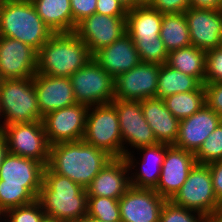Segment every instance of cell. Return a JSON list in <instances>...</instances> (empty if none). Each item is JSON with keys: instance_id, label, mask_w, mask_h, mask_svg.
Wrapping results in <instances>:
<instances>
[{"instance_id": "5b68a950", "label": "cell", "mask_w": 222, "mask_h": 222, "mask_svg": "<svg viewBox=\"0 0 222 222\" xmlns=\"http://www.w3.org/2000/svg\"><path fill=\"white\" fill-rule=\"evenodd\" d=\"M53 34L31 0H0V36L17 39L38 52Z\"/></svg>"}, {"instance_id": "ffe728a7", "label": "cell", "mask_w": 222, "mask_h": 222, "mask_svg": "<svg viewBox=\"0 0 222 222\" xmlns=\"http://www.w3.org/2000/svg\"><path fill=\"white\" fill-rule=\"evenodd\" d=\"M221 121L222 117L205 104L190 117L180 120L174 146L195 154Z\"/></svg>"}, {"instance_id": "4316f807", "label": "cell", "mask_w": 222, "mask_h": 222, "mask_svg": "<svg viewBox=\"0 0 222 222\" xmlns=\"http://www.w3.org/2000/svg\"><path fill=\"white\" fill-rule=\"evenodd\" d=\"M170 67L195 77L201 84L205 81L206 51L193 45L170 51L166 62Z\"/></svg>"}, {"instance_id": "4dcf8cb0", "label": "cell", "mask_w": 222, "mask_h": 222, "mask_svg": "<svg viewBox=\"0 0 222 222\" xmlns=\"http://www.w3.org/2000/svg\"><path fill=\"white\" fill-rule=\"evenodd\" d=\"M87 214L104 222H121L119 199L88 196Z\"/></svg>"}, {"instance_id": "d590c367", "label": "cell", "mask_w": 222, "mask_h": 222, "mask_svg": "<svg viewBox=\"0 0 222 222\" xmlns=\"http://www.w3.org/2000/svg\"><path fill=\"white\" fill-rule=\"evenodd\" d=\"M222 82V48L206 52L205 81L206 83Z\"/></svg>"}, {"instance_id": "9a60e30c", "label": "cell", "mask_w": 222, "mask_h": 222, "mask_svg": "<svg viewBox=\"0 0 222 222\" xmlns=\"http://www.w3.org/2000/svg\"><path fill=\"white\" fill-rule=\"evenodd\" d=\"M38 52L25 43L0 36V75L2 79L33 78L37 73Z\"/></svg>"}, {"instance_id": "7a4b0ae2", "label": "cell", "mask_w": 222, "mask_h": 222, "mask_svg": "<svg viewBox=\"0 0 222 222\" xmlns=\"http://www.w3.org/2000/svg\"><path fill=\"white\" fill-rule=\"evenodd\" d=\"M113 158L84 140L50 146L48 167L86 189Z\"/></svg>"}, {"instance_id": "681fc988", "label": "cell", "mask_w": 222, "mask_h": 222, "mask_svg": "<svg viewBox=\"0 0 222 222\" xmlns=\"http://www.w3.org/2000/svg\"><path fill=\"white\" fill-rule=\"evenodd\" d=\"M3 214L0 212V222H2Z\"/></svg>"}, {"instance_id": "ba28073f", "label": "cell", "mask_w": 222, "mask_h": 222, "mask_svg": "<svg viewBox=\"0 0 222 222\" xmlns=\"http://www.w3.org/2000/svg\"><path fill=\"white\" fill-rule=\"evenodd\" d=\"M171 201L209 219L221 204L214 193L209 165L196 163Z\"/></svg>"}, {"instance_id": "2e32d148", "label": "cell", "mask_w": 222, "mask_h": 222, "mask_svg": "<svg viewBox=\"0 0 222 222\" xmlns=\"http://www.w3.org/2000/svg\"><path fill=\"white\" fill-rule=\"evenodd\" d=\"M184 14L191 45L206 52L222 45V10L189 7Z\"/></svg>"}, {"instance_id": "836d02e7", "label": "cell", "mask_w": 222, "mask_h": 222, "mask_svg": "<svg viewBox=\"0 0 222 222\" xmlns=\"http://www.w3.org/2000/svg\"><path fill=\"white\" fill-rule=\"evenodd\" d=\"M159 222H209V219L199 212L166 200L161 209Z\"/></svg>"}, {"instance_id": "6da1fadb", "label": "cell", "mask_w": 222, "mask_h": 222, "mask_svg": "<svg viewBox=\"0 0 222 222\" xmlns=\"http://www.w3.org/2000/svg\"><path fill=\"white\" fill-rule=\"evenodd\" d=\"M45 166L31 158L9 153L0 166V212L38 199Z\"/></svg>"}, {"instance_id": "b9f144b4", "label": "cell", "mask_w": 222, "mask_h": 222, "mask_svg": "<svg viewBox=\"0 0 222 222\" xmlns=\"http://www.w3.org/2000/svg\"><path fill=\"white\" fill-rule=\"evenodd\" d=\"M191 7L222 10V0H191Z\"/></svg>"}, {"instance_id": "f6af8a7d", "label": "cell", "mask_w": 222, "mask_h": 222, "mask_svg": "<svg viewBox=\"0 0 222 222\" xmlns=\"http://www.w3.org/2000/svg\"><path fill=\"white\" fill-rule=\"evenodd\" d=\"M153 0H132V9L135 7L150 6Z\"/></svg>"}, {"instance_id": "8d00e7d4", "label": "cell", "mask_w": 222, "mask_h": 222, "mask_svg": "<svg viewBox=\"0 0 222 222\" xmlns=\"http://www.w3.org/2000/svg\"><path fill=\"white\" fill-rule=\"evenodd\" d=\"M96 2L97 0H70L73 16V32L79 22L96 13Z\"/></svg>"}, {"instance_id": "ac0fdd59", "label": "cell", "mask_w": 222, "mask_h": 222, "mask_svg": "<svg viewBox=\"0 0 222 222\" xmlns=\"http://www.w3.org/2000/svg\"><path fill=\"white\" fill-rule=\"evenodd\" d=\"M165 202L154 189L131 186L119 199L121 222H159Z\"/></svg>"}, {"instance_id": "603a6c76", "label": "cell", "mask_w": 222, "mask_h": 222, "mask_svg": "<svg viewBox=\"0 0 222 222\" xmlns=\"http://www.w3.org/2000/svg\"><path fill=\"white\" fill-rule=\"evenodd\" d=\"M92 57L114 78L128 72L141 62L135 44L127 33L109 46L97 51Z\"/></svg>"}, {"instance_id": "cb8c5ba5", "label": "cell", "mask_w": 222, "mask_h": 222, "mask_svg": "<svg viewBox=\"0 0 222 222\" xmlns=\"http://www.w3.org/2000/svg\"><path fill=\"white\" fill-rule=\"evenodd\" d=\"M141 108L158 143L174 145L179 134V120L165 106L163 99L141 100Z\"/></svg>"}, {"instance_id": "8992f818", "label": "cell", "mask_w": 222, "mask_h": 222, "mask_svg": "<svg viewBox=\"0 0 222 222\" xmlns=\"http://www.w3.org/2000/svg\"><path fill=\"white\" fill-rule=\"evenodd\" d=\"M42 119L33 78L3 79L0 85L1 126Z\"/></svg>"}, {"instance_id": "9c48e42d", "label": "cell", "mask_w": 222, "mask_h": 222, "mask_svg": "<svg viewBox=\"0 0 222 222\" xmlns=\"http://www.w3.org/2000/svg\"><path fill=\"white\" fill-rule=\"evenodd\" d=\"M69 78L78 104L92 107L114 100L115 78L109 75L93 57Z\"/></svg>"}, {"instance_id": "44dd1931", "label": "cell", "mask_w": 222, "mask_h": 222, "mask_svg": "<svg viewBox=\"0 0 222 222\" xmlns=\"http://www.w3.org/2000/svg\"><path fill=\"white\" fill-rule=\"evenodd\" d=\"M33 82L42 116L77 103L70 78L36 73Z\"/></svg>"}, {"instance_id": "bcb514c9", "label": "cell", "mask_w": 222, "mask_h": 222, "mask_svg": "<svg viewBox=\"0 0 222 222\" xmlns=\"http://www.w3.org/2000/svg\"><path fill=\"white\" fill-rule=\"evenodd\" d=\"M75 222H104V221H101L99 219L93 218V217L89 216L88 214H86V215H84L83 217H81L79 220H77Z\"/></svg>"}, {"instance_id": "8fae6325", "label": "cell", "mask_w": 222, "mask_h": 222, "mask_svg": "<svg viewBox=\"0 0 222 222\" xmlns=\"http://www.w3.org/2000/svg\"><path fill=\"white\" fill-rule=\"evenodd\" d=\"M111 103L115 106L119 119L123 158L129 153L135 152L136 149L158 143L154 132L144 118L140 101L114 99ZM129 146L130 148H128Z\"/></svg>"}, {"instance_id": "d6986e66", "label": "cell", "mask_w": 222, "mask_h": 222, "mask_svg": "<svg viewBox=\"0 0 222 222\" xmlns=\"http://www.w3.org/2000/svg\"><path fill=\"white\" fill-rule=\"evenodd\" d=\"M136 152H139L137 153L138 155L141 153L140 156L143 154L141 156L142 159L137 160L134 152L124 156L129 168L130 185L135 188L154 189L160 178L166 154V144L157 143L142 147L136 150Z\"/></svg>"}, {"instance_id": "7402d4cb", "label": "cell", "mask_w": 222, "mask_h": 222, "mask_svg": "<svg viewBox=\"0 0 222 222\" xmlns=\"http://www.w3.org/2000/svg\"><path fill=\"white\" fill-rule=\"evenodd\" d=\"M131 187L129 168L124 158H113L86 188L88 196L120 199Z\"/></svg>"}, {"instance_id": "1f68e13d", "label": "cell", "mask_w": 222, "mask_h": 222, "mask_svg": "<svg viewBox=\"0 0 222 222\" xmlns=\"http://www.w3.org/2000/svg\"><path fill=\"white\" fill-rule=\"evenodd\" d=\"M196 163L210 164L222 159V121L194 154Z\"/></svg>"}, {"instance_id": "d4e9b609", "label": "cell", "mask_w": 222, "mask_h": 222, "mask_svg": "<svg viewBox=\"0 0 222 222\" xmlns=\"http://www.w3.org/2000/svg\"><path fill=\"white\" fill-rule=\"evenodd\" d=\"M163 14L150 6L127 10L126 33L132 40H149L160 37Z\"/></svg>"}, {"instance_id": "7bdbcfd3", "label": "cell", "mask_w": 222, "mask_h": 222, "mask_svg": "<svg viewBox=\"0 0 222 222\" xmlns=\"http://www.w3.org/2000/svg\"><path fill=\"white\" fill-rule=\"evenodd\" d=\"M8 154L7 142L4 134L0 131V166L2 165L5 156Z\"/></svg>"}, {"instance_id": "5bb4252c", "label": "cell", "mask_w": 222, "mask_h": 222, "mask_svg": "<svg viewBox=\"0 0 222 222\" xmlns=\"http://www.w3.org/2000/svg\"><path fill=\"white\" fill-rule=\"evenodd\" d=\"M160 65L140 62L115 78L114 99L141 101L155 98Z\"/></svg>"}, {"instance_id": "ee69618b", "label": "cell", "mask_w": 222, "mask_h": 222, "mask_svg": "<svg viewBox=\"0 0 222 222\" xmlns=\"http://www.w3.org/2000/svg\"><path fill=\"white\" fill-rule=\"evenodd\" d=\"M209 222H222V203L209 218Z\"/></svg>"}, {"instance_id": "e0dca14e", "label": "cell", "mask_w": 222, "mask_h": 222, "mask_svg": "<svg viewBox=\"0 0 222 222\" xmlns=\"http://www.w3.org/2000/svg\"><path fill=\"white\" fill-rule=\"evenodd\" d=\"M196 164L193 153L166 144V154L160 178L154 190L166 200H171L187 179L189 171Z\"/></svg>"}, {"instance_id": "ab89813d", "label": "cell", "mask_w": 222, "mask_h": 222, "mask_svg": "<svg viewBox=\"0 0 222 222\" xmlns=\"http://www.w3.org/2000/svg\"><path fill=\"white\" fill-rule=\"evenodd\" d=\"M96 13L107 16H126L127 9L118 0H97Z\"/></svg>"}, {"instance_id": "30bf717a", "label": "cell", "mask_w": 222, "mask_h": 222, "mask_svg": "<svg viewBox=\"0 0 222 222\" xmlns=\"http://www.w3.org/2000/svg\"><path fill=\"white\" fill-rule=\"evenodd\" d=\"M8 152L34 159L45 167L49 162L50 144L42 120L2 126Z\"/></svg>"}, {"instance_id": "484cf974", "label": "cell", "mask_w": 222, "mask_h": 222, "mask_svg": "<svg viewBox=\"0 0 222 222\" xmlns=\"http://www.w3.org/2000/svg\"><path fill=\"white\" fill-rule=\"evenodd\" d=\"M37 14L54 33L73 32L70 0H31Z\"/></svg>"}, {"instance_id": "277c9868", "label": "cell", "mask_w": 222, "mask_h": 222, "mask_svg": "<svg viewBox=\"0 0 222 222\" xmlns=\"http://www.w3.org/2000/svg\"><path fill=\"white\" fill-rule=\"evenodd\" d=\"M91 58L88 47L74 32L54 33L38 51L37 73L69 78Z\"/></svg>"}, {"instance_id": "3957f363", "label": "cell", "mask_w": 222, "mask_h": 222, "mask_svg": "<svg viewBox=\"0 0 222 222\" xmlns=\"http://www.w3.org/2000/svg\"><path fill=\"white\" fill-rule=\"evenodd\" d=\"M46 216L63 222H75L87 214L86 189L68 177L54 173L48 166L38 196Z\"/></svg>"}, {"instance_id": "f546056e", "label": "cell", "mask_w": 222, "mask_h": 222, "mask_svg": "<svg viewBox=\"0 0 222 222\" xmlns=\"http://www.w3.org/2000/svg\"><path fill=\"white\" fill-rule=\"evenodd\" d=\"M163 101L179 121L188 118L206 104L204 84L195 91L176 93L164 98Z\"/></svg>"}, {"instance_id": "83f0119b", "label": "cell", "mask_w": 222, "mask_h": 222, "mask_svg": "<svg viewBox=\"0 0 222 222\" xmlns=\"http://www.w3.org/2000/svg\"><path fill=\"white\" fill-rule=\"evenodd\" d=\"M201 85L195 77L178 71L165 63L160 65L155 98L164 99L176 93L195 91Z\"/></svg>"}, {"instance_id": "f1b7e54d", "label": "cell", "mask_w": 222, "mask_h": 222, "mask_svg": "<svg viewBox=\"0 0 222 222\" xmlns=\"http://www.w3.org/2000/svg\"><path fill=\"white\" fill-rule=\"evenodd\" d=\"M160 38L168 53L191 45L184 13L163 14Z\"/></svg>"}, {"instance_id": "c3c4849f", "label": "cell", "mask_w": 222, "mask_h": 222, "mask_svg": "<svg viewBox=\"0 0 222 222\" xmlns=\"http://www.w3.org/2000/svg\"><path fill=\"white\" fill-rule=\"evenodd\" d=\"M41 222H63V221H60L56 218H52V217H49V216H45Z\"/></svg>"}, {"instance_id": "f35d334b", "label": "cell", "mask_w": 222, "mask_h": 222, "mask_svg": "<svg viewBox=\"0 0 222 222\" xmlns=\"http://www.w3.org/2000/svg\"><path fill=\"white\" fill-rule=\"evenodd\" d=\"M150 7L162 14L184 13L191 7V0H153Z\"/></svg>"}, {"instance_id": "60d3db41", "label": "cell", "mask_w": 222, "mask_h": 222, "mask_svg": "<svg viewBox=\"0 0 222 222\" xmlns=\"http://www.w3.org/2000/svg\"><path fill=\"white\" fill-rule=\"evenodd\" d=\"M208 165L211 172L214 193L217 199L222 203V163L218 161Z\"/></svg>"}, {"instance_id": "7c38bea8", "label": "cell", "mask_w": 222, "mask_h": 222, "mask_svg": "<svg viewBox=\"0 0 222 222\" xmlns=\"http://www.w3.org/2000/svg\"><path fill=\"white\" fill-rule=\"evenodd\" d=\"M89 107L74 104L43 116L42 122L50 146L83 140Z\"/></svg>"}, {"instance_id": "74e56055", "label": "cell", "mask_w": 222, "mask_h": 222, "mask_svg": "<svg viewBox=\"0 0 222 222\" xmlns=\"http://www.w3.org/2000/svg\"><path fill=\"white\" fill-rule=\"evenodd\" d=\"M205 103L222 117V82L206 83Z\"/></svg>"}, {"instance_id": "e575fe53", "label": "cell", "mask_w": 222, "mask_h": 222, "mask_svg": "<svg viewBox=\"0 0 222 222\" xmlns=\"http://www.w3.org/2000/svg\"><path fill=\"white\" fill-rule=\"evenodd\" d=\"M45 216L40 201L35 199L29 204L7 210L2 222H41Z\"/></svg>"}, {"instance_id": "f907efd6", "label": "cell", "mask_w": 222, "mask_h": 222, "mask_svg": "<svg viewBox=\"0 0 222 222\" xmlns=\"http://www.w3.org/2000/svg\"><path fill=\"white\" fill-rule=\"evenodd\" d=\"M2 80H3V79H2V77H1V75H0V85H1Z\"/></svg>"}, {"instance_id": "52a82bcc", "label": "cell", "mask_w": 222, "mask_h": 222, "mask_svg": "<svg viewBox=\"0 0 222 222\" xmlns=\"http://www.w3.org/2000/svg\"><path fill=\"white\" fill-rule=\"evenodd\" d=\"M83 140L112 158H123L119 119L112 103L89 107Z\"/></svg>"}, {"instance_id": "d6a6232c", "label": "cell", "mask_w": 222, "mask_h": 222, "mask_svg": "<svg viewBox=\"0 0 222 222\" xmlns=\"http://www.w3.org/2000/svg\"><path fill=\"white\" fill-rule=\"evenodd\" d=\"M141 62L152 64H165L168 59L166 50L161 38L149 40H133Z\"/></svg>"}, {"instance_id": "7dc6e473", "label": "cell", "mask_w": 222, "mask_h": 222, "mask_svg": "<svg viewBox=\"0 0 222 222\" xmlns=\"http://www.w3.org/2000/svg\"><path fill=\"white\" fill-rule=\"evenodd\" d=\"M127 10L132 9V0H118Z\"/></svg>"}, {"instance_id": "4fadbf2b", "label": "cell", "mask_w": 222, "mask_h": 222, "mask_svg": "<svg viewBox=\"0 0 222 222\" xmlns=\"http://www.w3.org/2000/svg\"><path fill=\"white\" fill-rule=\"evenodd\" d=\"M74 33L83 40L93 56L126 34V16L95 13L79 22Z\"/></svg>"}]
</instances>
